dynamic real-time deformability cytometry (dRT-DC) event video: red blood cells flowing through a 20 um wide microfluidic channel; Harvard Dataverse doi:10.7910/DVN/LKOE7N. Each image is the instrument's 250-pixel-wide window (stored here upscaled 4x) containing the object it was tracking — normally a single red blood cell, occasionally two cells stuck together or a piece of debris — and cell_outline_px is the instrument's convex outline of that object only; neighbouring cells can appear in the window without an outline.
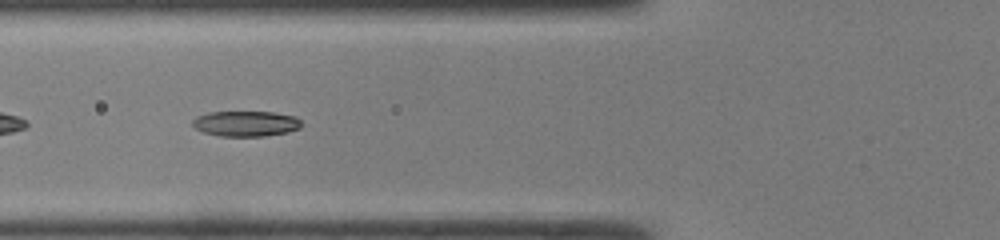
{"species": "common noctule bat (a hibernating species)", "species_latin": "Nyctalus noctula", "temperature_condition": "room temperature", "stored_images_in_passage": 37, "camera_frame_rate_fps": 3000, "um_per_image_px": 0.085, "animal": {"sex": "male", "body_mass_g": 19.0, "forearm_length_mm": 50.8}, "frame": {"image": 1, "passage_image": 8, "time_ms": 2.333, "image_size_px": [1000, 240], "cell_outline_px": [[304, 124], [300, 128], [288, 132], [264, 136], [220, 136], [204, 132], [196, 128], [192, 124], [192, 120], [196, 116], [208, 112], [272, 112], [296, 116]], "centroid_in_image_um": [20.92, 10.5], "position_along_channel_um": 104.9, "area_um2": 16.24}}
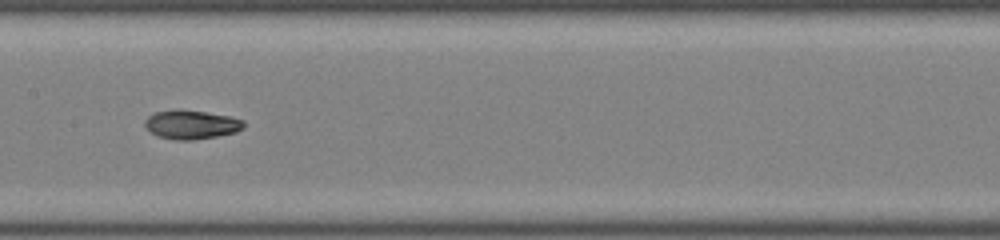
{"frame": {"image": 2, "passage_image": 14, "time_ms": 4.333, "image_size_px": [1000, 240], "cell_outline_px": [[244, 128], [236, 132], [216, 136], [192, 140], [176, 140], [156, 136], [144, 124], [144, 120], [148, 116], [156, 112], [176, 108], [180, 108], [228, 116], [244, 120]], "centroid_in_image_um": [16.24, 10.58], "position_along_channel_um": 191.2, "area_um2": 16.7}}
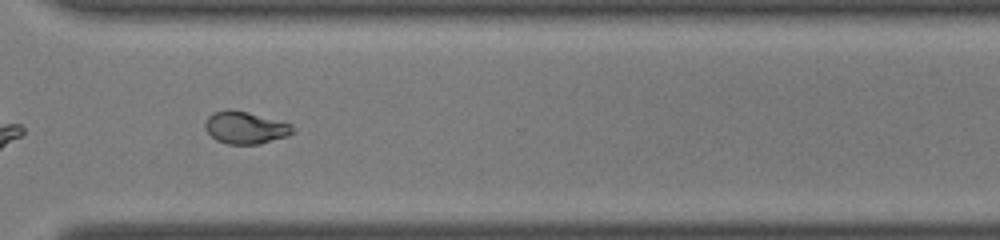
{"frame": {"image": 3, "passage_image": 25, "time_ms": 8.0, "image_size_px": [1000, 240], "cell_outline_px": [[292, 132], [288, 136], [260, 144], [228, 144], [216, 140], [204, 128], [204, 124], [208, 116], [212, 112], [228, 108], [248, 112], [292, 124]], "centroid_in_image_um": [20.81, 10.84], "position_along_channel_um": 349.8, "area_um2": 16.53}, "authors_computed_cell_mechanics": {"area_um2": 16.4152, "velocity_mm_per_s": 4.3254, "shape_relaxation_time_tau1_ms": null, "shape_relaxation_time_tau2_ms": 0.9079, "deformation_change_tau1": null, "deformation_change_tau2": 0.0443}}